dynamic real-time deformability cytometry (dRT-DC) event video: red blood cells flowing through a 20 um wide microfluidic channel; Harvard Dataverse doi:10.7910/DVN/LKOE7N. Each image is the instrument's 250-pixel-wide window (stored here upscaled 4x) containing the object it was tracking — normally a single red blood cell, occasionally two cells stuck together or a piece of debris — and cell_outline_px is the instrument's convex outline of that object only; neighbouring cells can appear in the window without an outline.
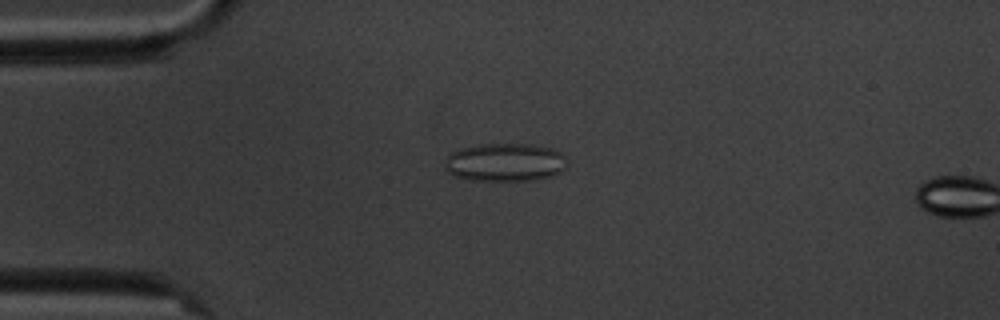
{"species": "common noctule bat (a hibernating species)", "species_latin": "Nyctalus noctula", "temperature_condition": "cold", "stored_images_in_passage": 5, "segment_of_instrument_passage": [1, 2], "camera_frame_rate_fps": 3000, "um_per_image_px": 0.085, "animal": {"sex": "male", "body_mass_g": 20.1, "forearm_length_mm": 53.5}, "frame": {"image": 1, "passage_image": 4, "time_ms": 4.333, "image_size_px": [1000, 320], "cell_outline_px": [[568, 168], [552, 176], [528, 180], [472, 180], [456, 176], [448, 172], [444, 168], [444, 160], [448, 152], [460, 148], [480, 144], [532, 144], [556, 148], [564, 156], [568, 164]], "centroid_in_image_um": [42.93, 13.78], "position_along_channel_um": 42.1, "area_um2": 27.69}}